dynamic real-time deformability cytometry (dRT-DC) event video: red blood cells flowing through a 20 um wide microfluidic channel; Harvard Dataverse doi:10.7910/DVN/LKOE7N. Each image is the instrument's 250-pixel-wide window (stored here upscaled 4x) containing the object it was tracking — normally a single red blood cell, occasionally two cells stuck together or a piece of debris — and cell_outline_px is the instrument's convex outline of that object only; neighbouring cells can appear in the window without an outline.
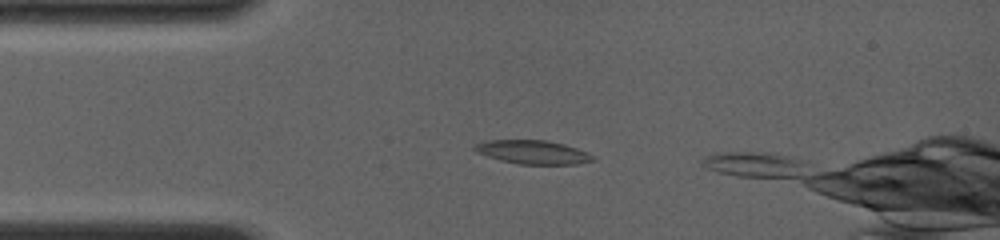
{"species": "common noctule bat (a hibernating species)", "species_latin": "Nyctalus noctula", "temperature_condition": "room temperature", "stored_images_in_passage": 13, "camera_frame_rate_fps": 4000, "um_per_image_px": 0.085, "animal": {"sex": "female", "body_mass_g": 19.0, "forearm_length_mm": 56.7}, "frame": {"image": 1, "passage_image": 9, "time_ms": 1.75, "image_size_px": [1000, 240], "cell_outline_px": [[596, 160], [576, 164], [520, 164], [500, 160], [476, 152], [472, 148], [476, 144], [484, 140], [548, 140], [564, 144], [588, 152], [596, 156]], "centroid_in_image_um": [45.32, 12.93], "position_along_channel_um": 39.7, "area_um2": 16.42}}